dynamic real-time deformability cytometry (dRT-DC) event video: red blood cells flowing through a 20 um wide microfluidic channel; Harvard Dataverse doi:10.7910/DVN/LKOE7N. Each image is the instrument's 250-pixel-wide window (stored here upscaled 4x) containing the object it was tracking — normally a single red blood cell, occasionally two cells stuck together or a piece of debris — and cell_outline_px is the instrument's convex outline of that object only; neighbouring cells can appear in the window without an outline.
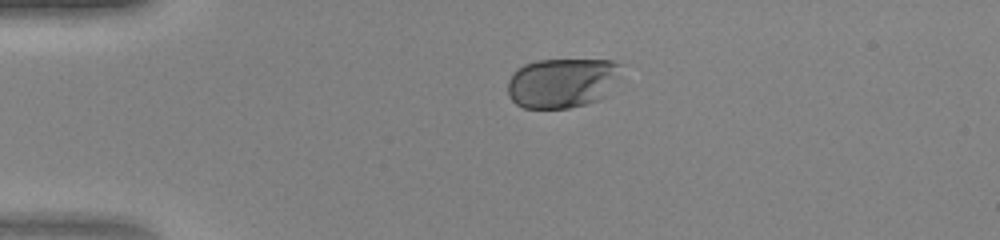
{"species": "human", "species_latin": "Homo sapiens", "temperature_condition": "warm", "stored_images_in_passage": 37, "camera_frame_rate_fps": 3000, "um_per_image_px": 0.085, "donor": {"sex": "female"}, "frame": {"image": 1, "passage_image": 1, "time_ms": 0.0, "image_size_px": [1000, 240], "cell_outline_px": [[624, 64], [604, 96], [596, 100], [584, 104], [568, 108], [524, 108], [516, 104], [508, 96], [508, 80], [524, 64], [536, 60], [612, 60]], "centroid_in_image_um": [47.75, 7.03], "position_along_channel_um": 37.2, "area_um2": 32.54}}
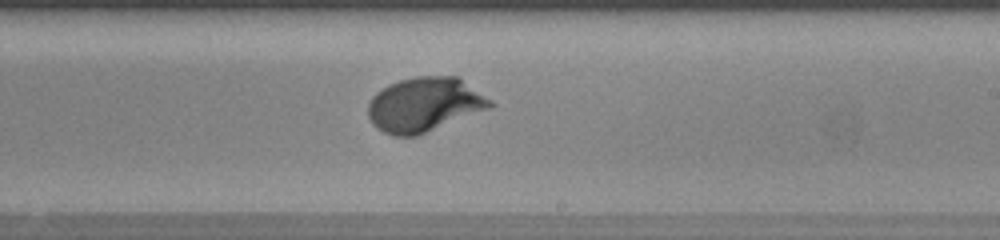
{"frame": {"image": 2, "passage_image": 19, "time_ms": 6.0, "image_size_px": [1000, 240], "cell_outline_px": [[496, 104], [492, 108], [416, 136], [392, 136], [384, 132], [372, 124], [368, 116], [368, 104], [372, 96], [376, 92], [388, 84], [400, 80], [416, 76], [456, 76], [492, 100]], "centroid_in_image_um": [36.08, 8.89], "position_along_channel_um": 252.9, "area_um2": 38.78}}
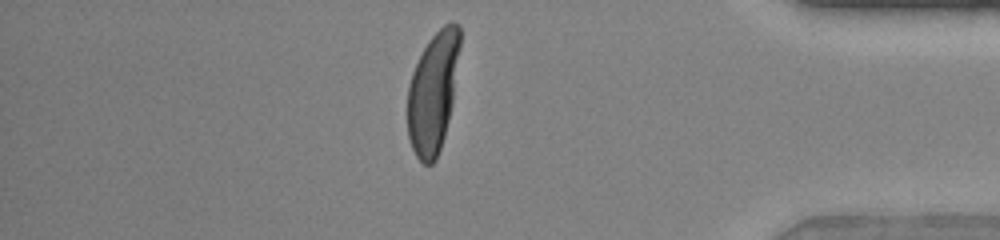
{"frame": {"image": 3, "passage_image": 31, "time_ms": 10.0, "image_size_px": [1000, 240], "cell_outline_px": [[460, 44], [452, 104], [444, 136], [436, 160], [432, 164], [424, 164], [416, 156], [412, 148], [408, 136], [408, 84], [412, 72], [428, 40], [444, 24], [460, 24]], "centroid_in_image_um": [36.8, 7.86], "position_along_channel_um": 398.4, "area_um2": 36.47}}